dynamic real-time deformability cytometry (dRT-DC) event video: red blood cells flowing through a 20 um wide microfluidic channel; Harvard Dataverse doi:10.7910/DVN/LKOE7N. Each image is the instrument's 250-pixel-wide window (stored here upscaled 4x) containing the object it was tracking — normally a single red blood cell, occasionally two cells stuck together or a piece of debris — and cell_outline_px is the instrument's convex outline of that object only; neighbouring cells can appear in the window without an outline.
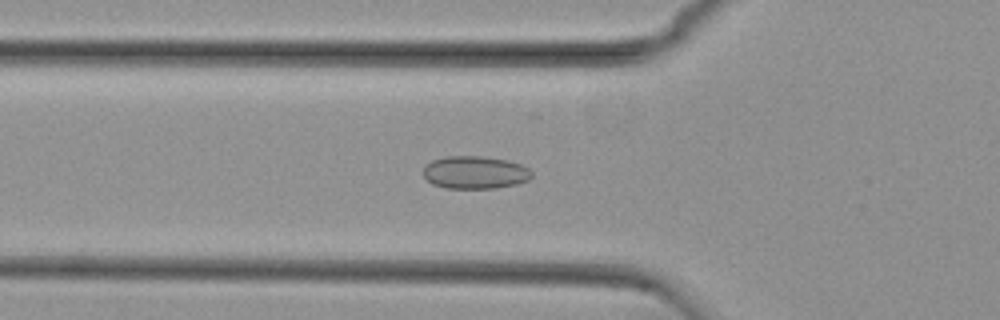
{"species": "common noctule bat (a hibernating species)", "species_latin": "Nyctalus noctula", "temperature_condition": "cold", "stored_images_in_passage": 38, "camera_frame_rate_fps": 3000, "um_per_image_px": 0.085, "animal": {"sex": "female", "body_mass_g": 29.2, "forearm_length_mm": 56.3}, "frame": {"image": 1, "passage_image": 2, "time_ms": 0.333, "image_size_px": [1000, 320], "cell_outline_px": [[532, 176], [528, 180], [516, 184], [496, 188], [448, 188], [432, 184], [424, 176], [424, 164], [432, 160], [444, 156], [484, 156], [508, 160], [520, 164], [528, 168], [532, 172]], "centroid_in_image_um": [40.37, 14.64], "position_along_channel_um": 85.4, "area_um2": 20.81}}
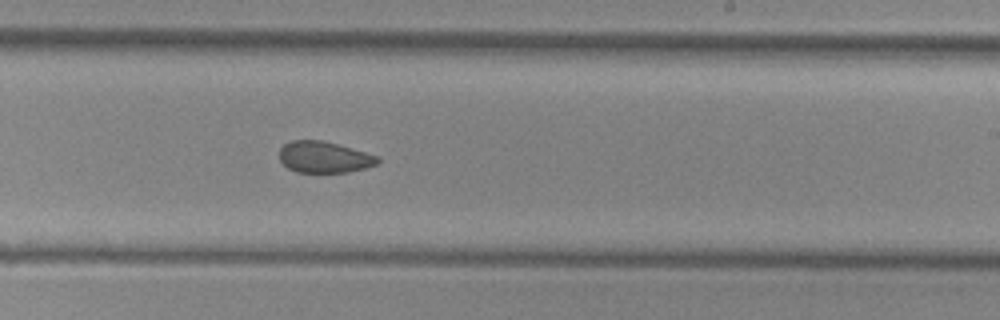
{"frame": {"image": 2, "passage_image": 16, "time_ms": 5.0, "image_size_px": [1000, 320], "cell_outline_px": [[380, 160], [376, 164], [364, 168], [348, 172], [296, 172], [288, 168], [280, 160], [280, 148], [284, 144], [292, 140], [320, 140], [336, 144], [380, 156]], "centroid_in_image_um": [27.55, 13.36], "position_along_channel_um": 261.5, "area_um2": 17.8}}
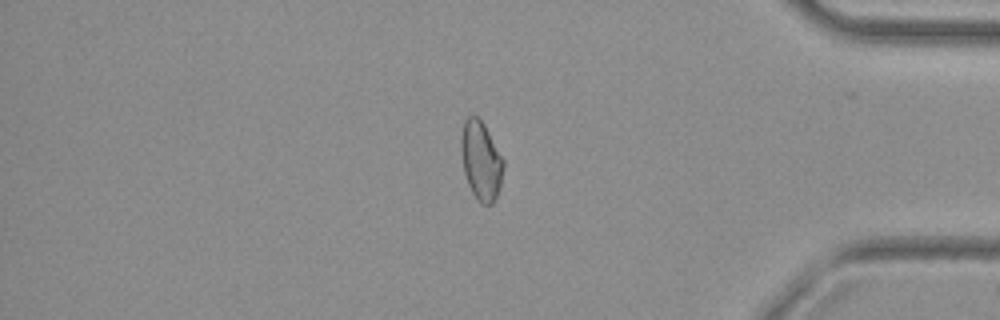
{"frame": {"image": 3, "passage_image": 29, "time_ms": 9.333, "image_size_px": [1000, 320], "cell_outline_px": [[504, 168], [500, 184], [496, 196], [492, 204], [480, 204], [472, 192], [468, 184], [464, 172], [460, 148], [460, 136], [464, 120], [468, 116], [476, 116], [484, 124], [504, 160]], "centroid_in_image_um": [40.87, 13.64], "position_along_channel_um": 394.3, "area_um2": 19.42}}